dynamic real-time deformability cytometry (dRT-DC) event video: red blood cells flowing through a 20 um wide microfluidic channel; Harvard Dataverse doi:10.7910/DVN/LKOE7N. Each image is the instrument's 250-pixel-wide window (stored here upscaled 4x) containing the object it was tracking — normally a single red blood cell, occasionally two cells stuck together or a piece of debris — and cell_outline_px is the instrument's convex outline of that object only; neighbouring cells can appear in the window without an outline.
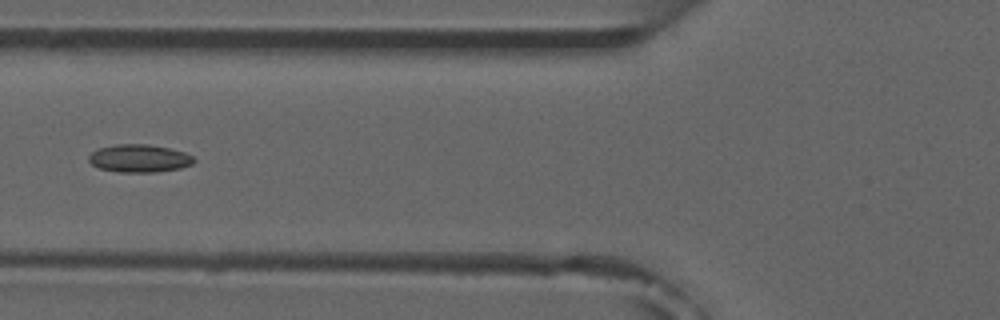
{"species": "common noctule bat (a hibernating species)", "species_latin": "Nyctalus noctula", "temperature_condition": "room temperature", "stored_images_in_passage": 5, "camera_frame_rate_fps": 3000, "um_per_image_px": 0.085, "animal": {"sex": "male", "forearm_length_mm": 52.5}, "frame": {"image": 1, "passage_image": 5, "time_ms": 5.333, "image_size_px": [1000, 320], "cell_outline_px": [[196, 160], [192, 164], [180, 168], [156, 172], [120, 172], [100, 168], [92, 164], [88, 160], [88, 156], [96, 148], [116, 144], [148, 144], [168, 148], [184, 152], [192, 156]], "centroid_in_image_um": [11.82, 13.45], "position_along_channel_um": 114.0, "area_um2": 17.05}}